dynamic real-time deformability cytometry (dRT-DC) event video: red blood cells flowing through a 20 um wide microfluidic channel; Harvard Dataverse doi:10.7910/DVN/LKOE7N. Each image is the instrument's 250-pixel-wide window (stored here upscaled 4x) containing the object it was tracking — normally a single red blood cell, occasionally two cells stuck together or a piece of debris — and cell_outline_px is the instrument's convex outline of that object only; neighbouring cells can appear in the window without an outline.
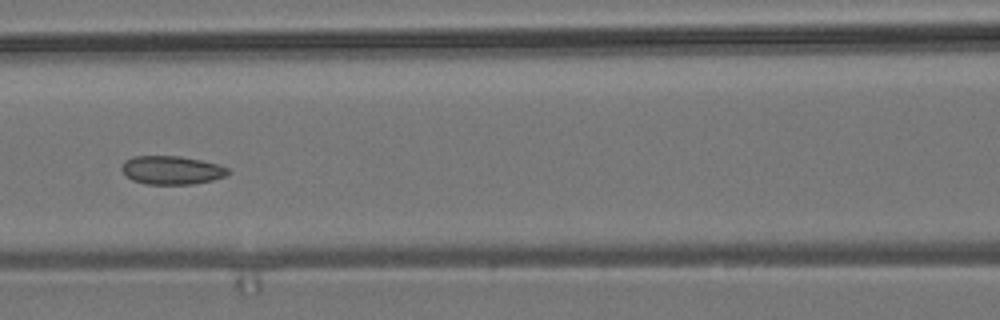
{"species": "common noctule bat (a hibernating species)", "species_latin": "Nyctalus noctula", "temperature_condition": "room temperature", "stored_images_in_passage": 8, "camera_frame_rate_fps": 3000, "um_per_image_px": 0.085, "animal": {"sex": "male", "body_mass_g": 19.2, "forearm_length_mm": 51.8}, "frame": {"image": 1, "passage_image": 6, "time_ms": 5.667, "image_size_px": [1000, 320], "cell_outline_px": [[232, 172], [224, 176], [212, 180], [192, 184], [148, 184], [132, 180], [120, 168], [124, 160], [132, 156], [180, 156], [220, 164], [228, 168]], "centroid_in_image_um": [14.6, 14.45], "position_along_channel_um": 152.0, "area_um2": 17.69}}
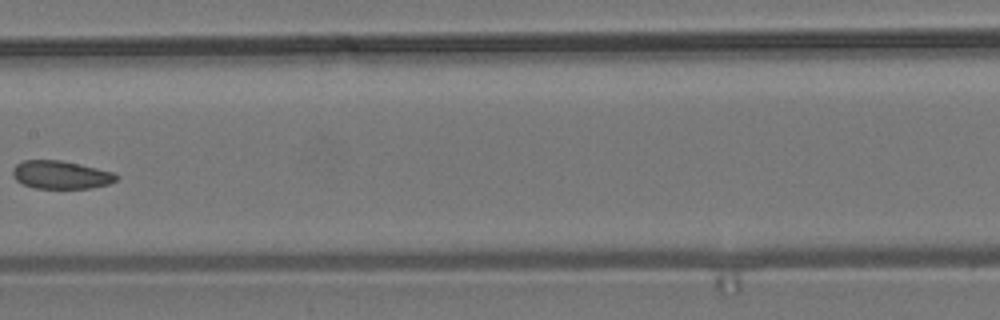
{"frame": {"image": 2, "passage_image": 7, "time_ms": 7.0, "image_size_px": [1000, 320], "cell_outline_px": [[120, 176], [116, 180], [108, 184], [92, 188], [36, 188], [24, 184], [16, 180], [12, 176], [12, 168], [16, 164], [24, 160], [60, 160], [116, 172]], "centroid_in_image_um": [5.19, 14.85], "position_along_channel_um": 202.2, "area_um2": 17.05}}
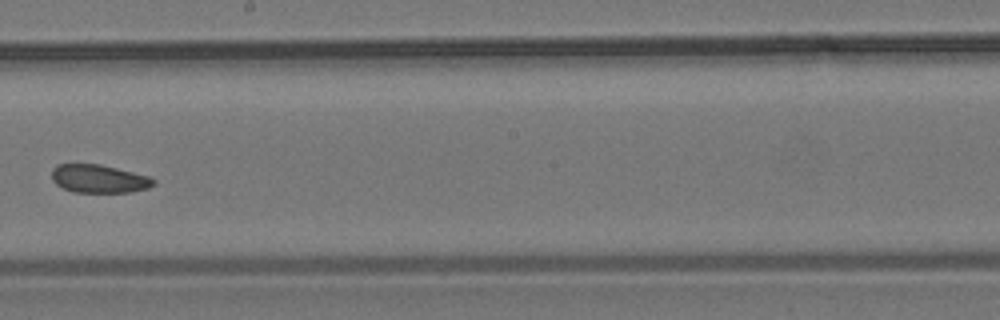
{"frame": {"image": 3, "passage_image": 8, "time_ms": 8.0, "image_size_px": [1000, 320], "cell_outline_px": [[156, 184], [148, 188], [128, 192], [72, 192], [56, 184], [52, 180], [52, 168], [56, 164], [100, 164], [148, 176], [156, 180]], "centroid_in_image_um": [8.39, 15.19], "position_along_channel_um": 239.8, "area_um2": 16.7}}